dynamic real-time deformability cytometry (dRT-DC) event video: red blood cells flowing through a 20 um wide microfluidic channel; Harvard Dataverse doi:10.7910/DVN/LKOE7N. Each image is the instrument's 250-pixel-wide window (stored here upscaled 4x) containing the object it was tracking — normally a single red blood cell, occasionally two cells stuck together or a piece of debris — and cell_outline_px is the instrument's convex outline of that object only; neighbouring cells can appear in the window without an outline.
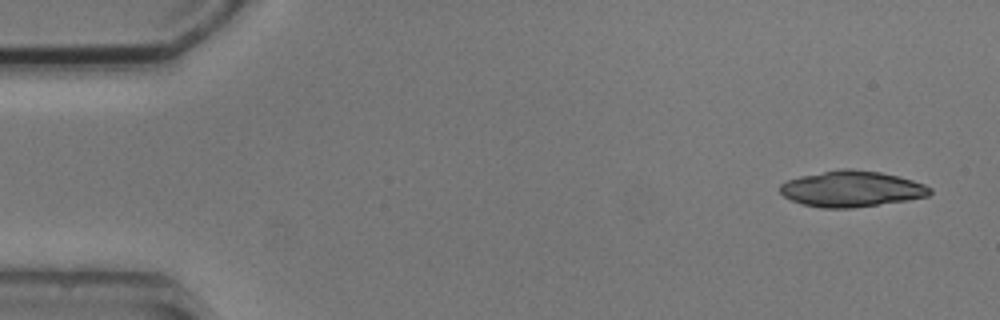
{"species": "common noctule bat (a hibernating species)", "species_latin": "Nyctalus noctula", "temperature_condition": "cold", "stored_images_in_passage": 13, "camera_frame_rate_fps": 3000, "um_per_image_px": 0.085, "animal": {"sex": "male", "body_mass_g": 20.5, "forearm_length_mm": 52.5}, "frame": {"image": 1, "passage_image": 1, "time_ms": 0.0, "image_size_px": [1000, 320], "cell_outline_px": [[932, 192], [928, 196], [908, 200], [852, 208], [820, 208], [804, 204], [792, 200], [784, 196], [780, 192], [780, 184], [788, 180], [800, 176], [844, 168], [852, 168], [880, 172], [900, 176], [924, 184], [932, 188]], "centroid_in_image_um": [72.41, 16.05], "position_along_channel_um": 12.6, "area_um2": 31.39}, "authors_computed_cell_mechanics": {"area_um2": 20.2878, "velocity_mm_per_s": 3.7102, "shape_relaxation_time_tau1_ms": 0.996, "shape_relaxation_time_tau2_ms": null, "deformation_change_tau1": 0.2754, "deformation_change_tau2": null}}